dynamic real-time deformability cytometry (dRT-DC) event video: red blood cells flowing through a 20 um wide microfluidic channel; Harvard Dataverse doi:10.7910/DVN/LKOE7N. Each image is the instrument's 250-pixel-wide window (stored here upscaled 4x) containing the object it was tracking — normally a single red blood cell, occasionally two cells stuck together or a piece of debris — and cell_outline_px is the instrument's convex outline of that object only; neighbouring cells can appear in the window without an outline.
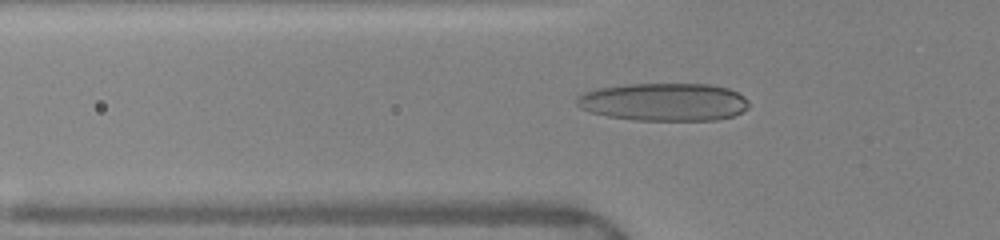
{"species": "human", "species_latin": "Homo sapiens", "temperature_condition": "warm", "stored_images_in_passage": 51, "camera_frame_rate_fps": 3000, "um_per_image_px": 0.085, "donor": {"sex": "female"}, "frame": {"image": 1, "passage_image": 18, "time_ms": 5.667, "image_size_px": [1000, 240], "cell_outline_px": [[748, 108], [732, 116], [716, 120], [636, 120], [608, 116], [592, 112], [580, 108], [576, 104], [576, 100], [584, 92], [600, 88], [628, 84], [708, 84], [728, 88], [744, 96], [748, 100]], "centroid_in_image_um": [56.45, 8.67], "position_along_channel_um": 69.3, "area_um2": 37.8}}
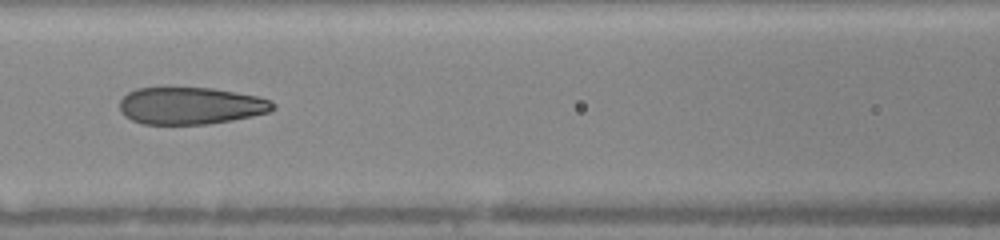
{"frame": {"image": 2, "passage_image": 24, "time_ms": 7.667, "image_size_px": [1000, 240], "cell_outline_px": [[276, 108], [268, 112], [252, 116], [232, 120], [208, 124], [144, 124], [132, 120], [124, 116], [120, 112], [120, 100], [128, 92], [136, 88], [212, 88], [256, 96], [272, 100], [276, 104]], "centroid_in_image_um": [16.21, 8.99], "position_along_channel_um": 150.4, "area_um2": 33.18}}
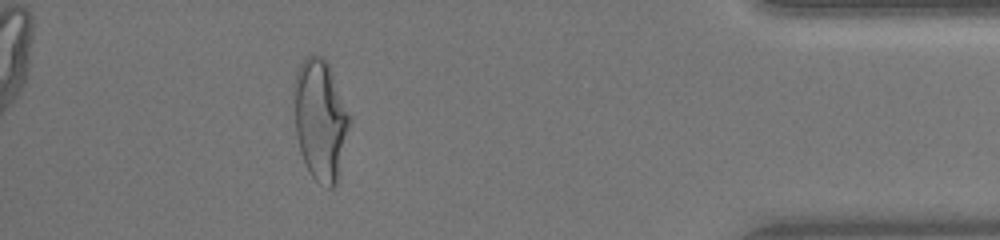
{"frame": {"image": 3, "passage_image": 46, "time_ms": 15.0, "image_size_px": [1000, 240], "cell_outline_px": [[348, 124], [340, 176], [336, 184], [332, 188], [328, 188], [320, 184], [312, 176], [300, 152], [296, 136], [292, 88], [296, 72], [304, 56], [320, 56], [328, 60], [348, 116]], "centroid_in_image_um": [27.18, 10.17], "position_along_channel_um": 408.0, "area_um2": 38.9}, "authors_computed_cell_mechanics": {"area_um2": 34.8534, "velocity_mm_per_s": 4.0622, "shape_relaxation_time_tau1_ms": 9.8165, "shape_relaxation_time_tau2_ms": 0.9803, "deformation_change_tau1": 0.2948, "deformation_change_tau2": 0.0902}}